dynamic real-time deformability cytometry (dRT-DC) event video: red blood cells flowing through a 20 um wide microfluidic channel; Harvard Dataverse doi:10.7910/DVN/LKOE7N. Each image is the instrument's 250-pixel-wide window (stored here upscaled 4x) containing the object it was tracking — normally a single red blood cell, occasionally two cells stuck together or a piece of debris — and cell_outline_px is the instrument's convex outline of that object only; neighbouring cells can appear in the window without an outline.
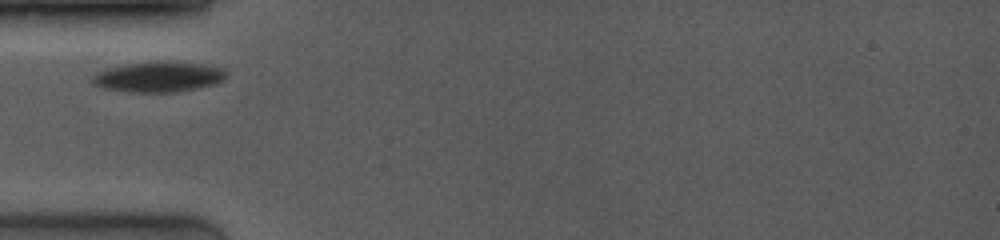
{"species": "common noctule bat (a hibernating species)", "species_latin": "Nyctalus noctula", "temperature_condition": "room temperature", "stored_images_in_passage": 2, "camera_frame_rate_fps": 4000, "um_per_image_px": 0.085, "animal": {"sex": "female", "body_mass_g": 19.0, "forearm_length_mm": 53.3}, "frame": {"image": 1, "passage_image": 1, "time_ms": 0.0, "image_size_px": [1000, 240], "cell_outline_px": [[228, 76], [224, 80], [212, 84], [196, 88], [176, 92], [132, 92], [104, 88], [92, 84], [92, 76], [96, 72], [108, 68], [128, 64], [204, 64], [224, 68], [228, 72]], "centroid_in_image_um": [13.48, 6.57], "position_along_channel_um": 71.5, "area_um2": 22.77}}